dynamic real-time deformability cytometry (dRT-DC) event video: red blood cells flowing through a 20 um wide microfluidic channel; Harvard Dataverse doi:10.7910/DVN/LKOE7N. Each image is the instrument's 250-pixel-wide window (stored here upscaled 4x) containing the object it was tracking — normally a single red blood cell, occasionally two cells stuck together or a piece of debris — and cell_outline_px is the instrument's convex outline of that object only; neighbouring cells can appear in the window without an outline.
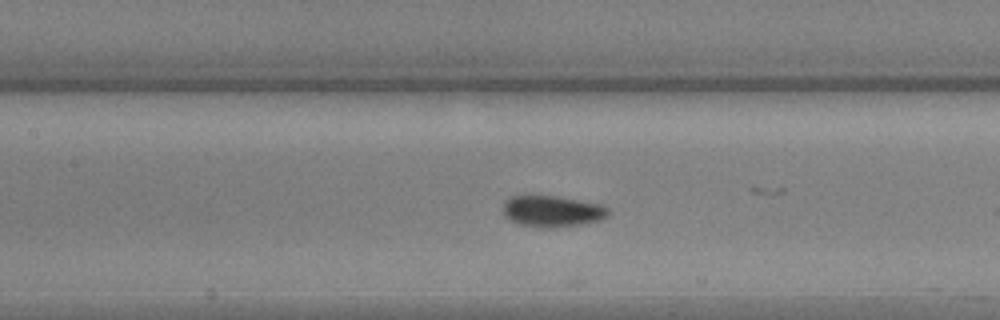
{"species": "common noctule bat (a hibernating species)", "species_latin": "Nyctalus noctula", "temperature_condition": "warm", "stored_images_in_passage": 10, "camera_frame_rate_fps": 3000, "um_per_image_px": 0.085, "animal": {"sex": "male", "body_mass_g": 17.9, "forearm_length_mm": 54.2}, "frame": {"image": 1, "passage_image": 9, "time_ms": 2.667, "image_size_px": [1000, 320], "cell_outline_px": [[608, 216], [596, 220], [580, 224], [552, 228], [548, 228], [516, 224], [504, 216], [504, 200], [512, 196], [552, 196], [600, 204], [608, 208]], "centroid_in_image_um": [46.88, 17.96], "position_along_channel_um": 160.5, "area_um2": 18.84}}